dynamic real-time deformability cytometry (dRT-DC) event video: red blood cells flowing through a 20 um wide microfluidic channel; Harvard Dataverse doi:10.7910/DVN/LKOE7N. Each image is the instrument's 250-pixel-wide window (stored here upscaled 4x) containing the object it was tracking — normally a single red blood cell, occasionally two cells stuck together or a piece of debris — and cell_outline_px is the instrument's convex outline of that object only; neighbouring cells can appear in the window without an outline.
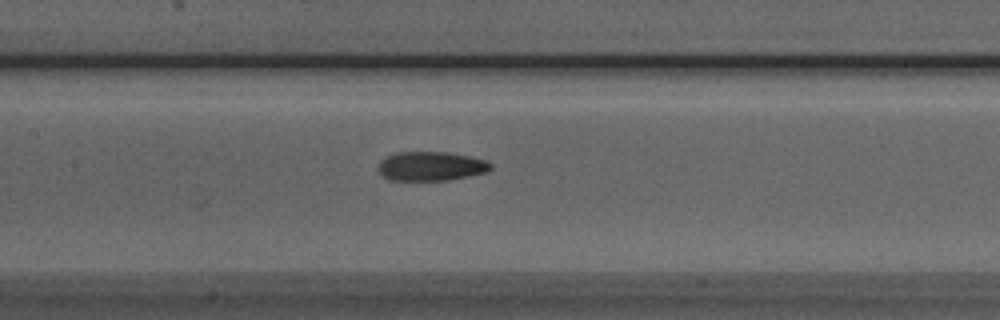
{"species": "Egyptian fruit bat (a non-hibernating species)", "species_latin": "Rousettus aegyptiacus", "temperature_condition": "room temperature", "stored_images_in_passage": 37, "camera_frame_rate_fps": 3000, "um_per_image_px": 0.085, "animal": {"sex": "male"}, "frame": {"image": 1, "passage_image": 10, "time_ms": 3.0, "image_size_px": [1000, 320], "cell_outline_px": [[492, 168], [484, 172], [444, 180], [388, 180], [376, 168], [380, 160], [396, 152], [448, 152], [468, 156], [484, 160], [492, 164]], "centroid_in_image_um": [36.56, 14.11], "position_along_channel_um": 170.8, "area_um2": 18.84}}
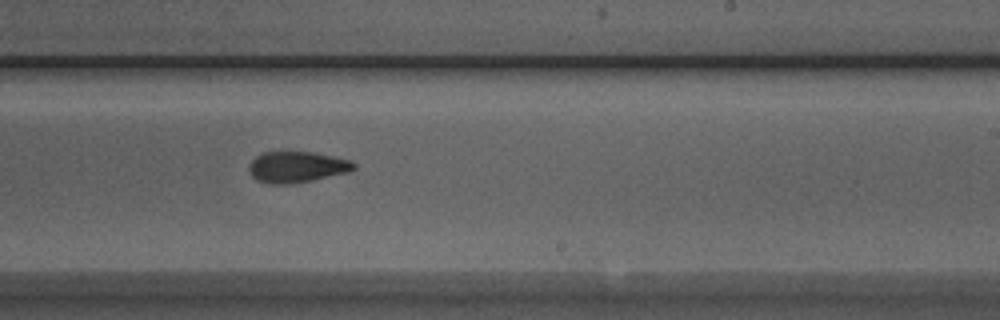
{"frame": {"image": 2, "passage_image": 17, "time_ms": 5.333, "image_size_px": [1000, 320], "cell_outline_px": [[356, 168], [348, 172], [312, 180], [292, 184], [268, 184], [256, 180], [248, 172], [248, 168], [252, 160], [256, 156], [264, 152], [308, 152], [332, 156], [348, 160], [356, 164]], "centroid_in_image_um": [25.19, 14.21], "position_along_channel_um": 263.8, "area_um2": 18.9}}
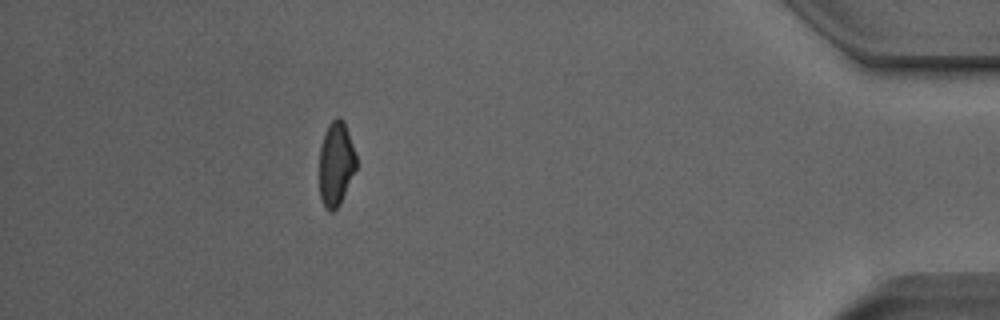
{"frame": {"image": 3, "passage_image": 32, "time_ms": 10.333, "image_size_px": [1000, 320], "cell_outline_px": [[356, 168], [340, 204], [332, 212], [328, 212], [324, 208], [320, 200], [320, 148], [324, 132], [328, 124], [336, 116], [340, 116], [344, 120], [356, 156]], "centroid_in_image_um": [28.54, 13.92], "position_along_channel_um": 406.7, "area_um2": 18.21}, "authors_computed_cell_mechanics": {"area_um2": 19.074, "velocity_mm_per_s": 3.9994, "shape_relaxation_time_tau1_ms": 4.4314, "shape_relaxation_time_tau2_ms": 2.8199, "deformation_change_tau1": 0.165, "deformation_change_tau2": 0.1077}}